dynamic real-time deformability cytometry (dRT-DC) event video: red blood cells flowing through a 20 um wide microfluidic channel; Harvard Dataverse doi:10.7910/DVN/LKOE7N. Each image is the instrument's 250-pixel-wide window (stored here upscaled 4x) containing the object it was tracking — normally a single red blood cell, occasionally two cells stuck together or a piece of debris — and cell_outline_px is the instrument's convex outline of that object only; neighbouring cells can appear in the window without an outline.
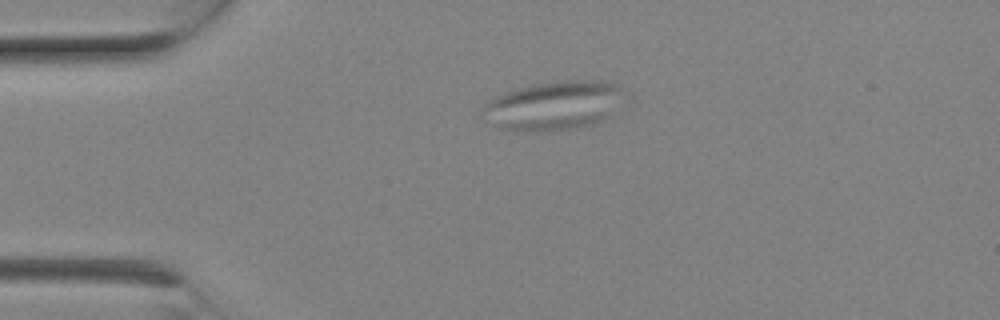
{"species": "Egyptian fruit bat (a non-hibernating species)", "species_latin": "Rousettus aegyptiacus", "temperature_condition": "room temperature", "stored_images_in_passage": 5, "camera_frame_rate_fps": 3000, "um_per_image_px": 0.085, "animal": {"sex": "female"}, "frame": {"image": 1, "passage_image": 2, "time_ms": 0.333, "image_size_px": [1000, 320], "cell_outline_px": [[624, 92], [612, 116], [596, 124], [580, 128], [544, 132], [536, 132], [500, 128], [476, 116], [484, 104], [488, 100], [496, 96], [520, 88], [536, 84], [564, 80], [596, 80], [620, 84]], "centroid_in_image_um": [47.05, 9.0], "position_along_channel_um": 38.0, "area_um2": 41.15}}
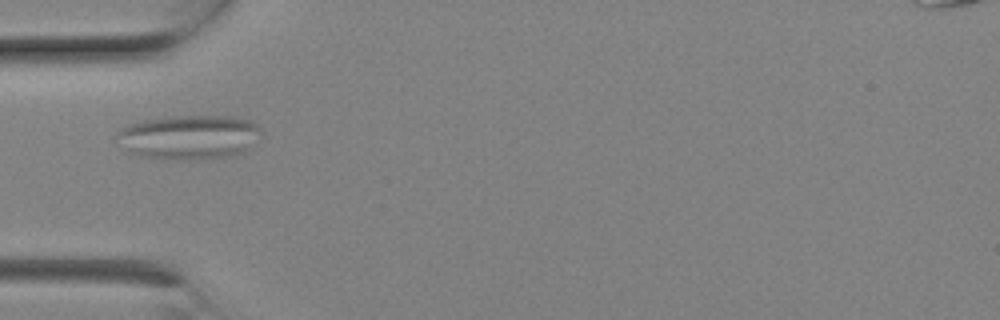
{"frame": {"image": 2, "passage_image": 4, "time_ms": 1.0, "image_size_px": [1000, 320], "cell_outline_px": [[260, 128], [248, 148], [244, 152], [236, 156], [184, 160], [180, 160], [140, 156], [128, 152], [116, 132], [120, 128], [128, 124], [144, 120], [172, 116], [232, 116], [252, 120]], "centroid_in_image_um": [16.06, 11.65], "position_along_channel_um": 68.9, "area_um2": 36.99}}
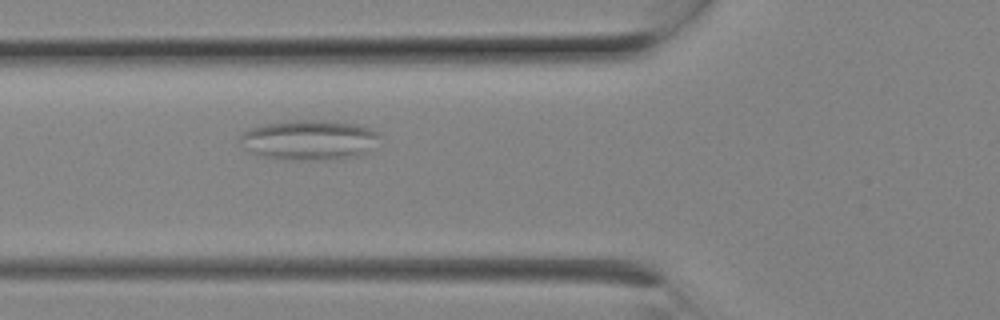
{"frame": {"image": 3, "passage_image": 5, "time_ms": 1.333, "image_size_px": [1000, 320], "cell_outline_px": [[380, 136], [364, 152], [356, 156], [336, 160], [304, 160], [264, 156], [252, 152], [244, 148], [240, 136], [248, 128], [268, 124], [292, 120], [332, 120], [356, 124], [368, 128], [376, 132]], "centroid_in_image_um": [26.27, 11.88], "position_along_channel_um": 99.5, "area_um2": 32.02}}